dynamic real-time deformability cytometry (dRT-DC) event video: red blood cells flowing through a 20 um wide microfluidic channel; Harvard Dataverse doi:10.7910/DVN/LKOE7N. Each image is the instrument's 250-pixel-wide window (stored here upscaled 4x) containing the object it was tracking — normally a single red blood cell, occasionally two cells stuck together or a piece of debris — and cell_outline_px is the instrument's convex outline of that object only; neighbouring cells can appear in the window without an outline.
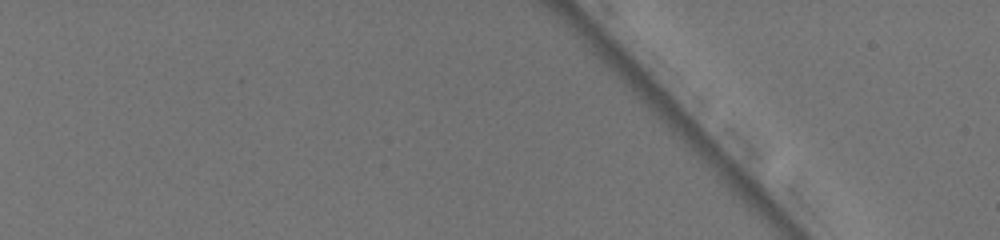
{"species": "common noctule bat (a hibernating species)", "species_latin": "Nyctalus noctula", "temperature_condition": "warm", "stored_images_in_passage": 3, "camera_frame_rate_fps": 3000, "um_per_image_px": 0.085, "animal": {"sex": "female", "body_mass_g": 19.5, "forearm_length_mm": 54.1}, "frame": {"image": 1, "passage_image": 1, "time_ms": 0.0, "image_size_px": [1000, 240], "cell_outline_px": [[932, 116], [920, 136], [916, 136], [892, 108], [920, 72], [932, 80]], "centroid_in_image_um": [77.89, 8.89], "position_along_channel_um": 7.1, "area_um2": 11.21}}